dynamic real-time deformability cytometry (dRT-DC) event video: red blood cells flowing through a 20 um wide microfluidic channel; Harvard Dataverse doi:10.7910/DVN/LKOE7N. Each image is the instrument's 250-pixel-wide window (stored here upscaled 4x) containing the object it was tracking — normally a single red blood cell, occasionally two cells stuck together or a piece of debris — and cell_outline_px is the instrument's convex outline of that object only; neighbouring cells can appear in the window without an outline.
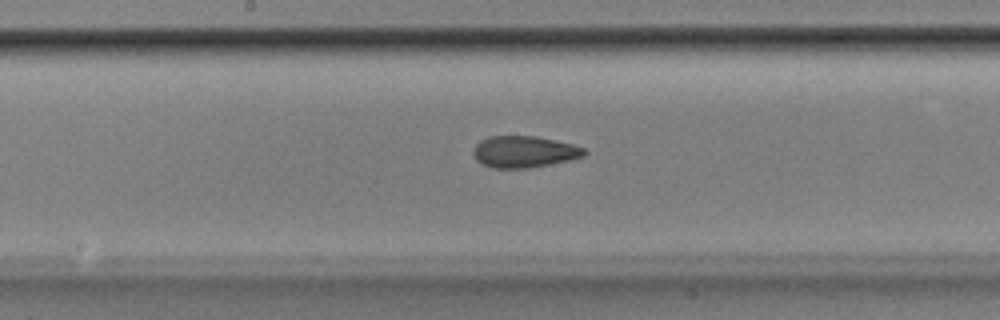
{"species": "Egyptian fruit bat (a non-hibernating species)", "species_latin": "Rousettus aegyptiacus", "temperature_condition": "room temperature", "stored_images_in_passage": 52, "camera_frame_rate_fps": 3000, "um_per_image_px": 0.085, "animal": {"sex": "male"}, "frame": {"image": 1, "passage_image": 27, "time_ms": 8.667, "image_size_px": [1000, 320], "cell_outline_px": [[588, 152], [584, 156], [568, 160], [528, 168], [492, 168], [476, 160], [472, 152], [476, 144], [480, 140], [488, 136], [536, 136], [572, 144], [584, 148]], "centroid_in_image_um": [44.53, 12.89], "position_along_channel_um": 203.7, "area_um2": 20.35}}
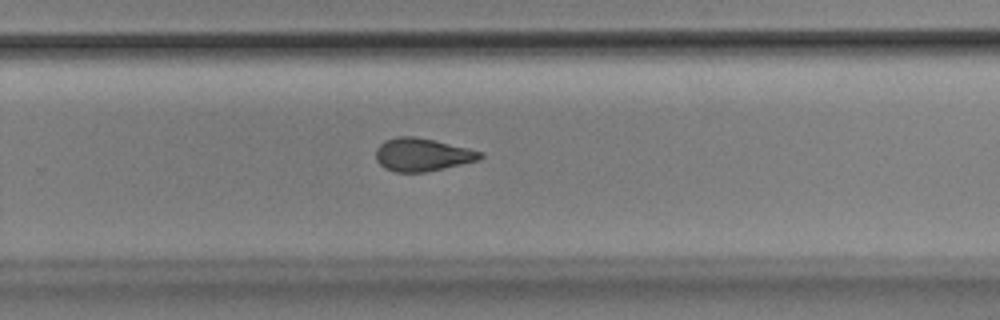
{"frame": {"image": 2, "passage_image": 34, "time_ms": 11.0, "image_size_px": [1000, 320], "cell_outline_px": [[484, 156], [480, 160], [444, 168], [424, 172], [396, 172], [384, 168], [376, 160], [376, 148], [384, 140], [400, 136], [412, 136], [432, 140], [468, 148], [484, 152]], "centroid_in_image_um": [35.9, 13.15], "position_along_channel_um": 293.9, "area_um2": 20.0}}
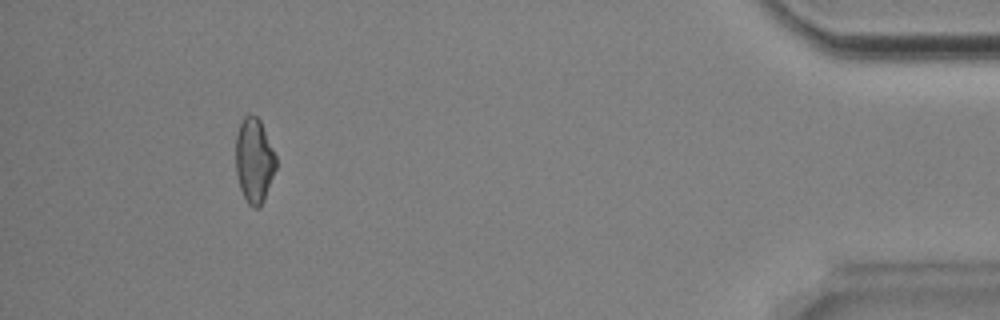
{"frame": {"image": 3, "passage_image": 48, "time_ms": 15.667, "image_size_px": [1000, 320], "cell_outline_px": [[276, 168], [264, 200], [260, 208], [252, 208], [248, 204], [240, 188], [236, 172], [236, 136], [240, 124], [244, 116], [256, 116], [260, 120], [276, 156]], "centroid_in_image_um": [21.61, 13.68], "position_along_channel_um": 413.6, "area_um2": 19.71}, "authors_computed_cell_mechanics": {"area_um2": 20.3456, "velocity_mm_per_s": 3.8936, "shape_relaxation_time_tau1_ms": null, "shape_relaxation_time_tau2_ms": 2.0383, "deformation_change_tau1": null, "deformation_change_tau2": 0.0941}}